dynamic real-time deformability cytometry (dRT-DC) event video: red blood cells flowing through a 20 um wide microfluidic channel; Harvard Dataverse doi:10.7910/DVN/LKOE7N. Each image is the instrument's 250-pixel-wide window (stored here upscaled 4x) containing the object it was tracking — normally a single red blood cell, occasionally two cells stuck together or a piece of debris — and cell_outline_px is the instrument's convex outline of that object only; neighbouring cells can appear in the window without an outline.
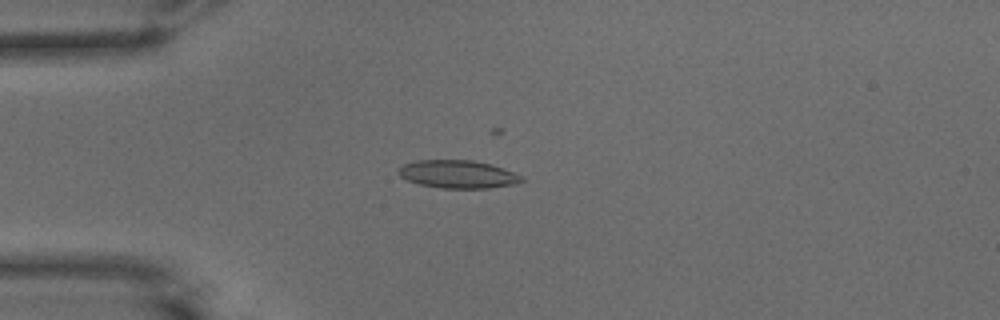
{"species": "common noctule bat (a hibernating species)", "species_latin": "Nyctalus noctula", "temperature_condition": "warm", "stored_images_in_passage": 24, "camera_frame_rate_fps": 3000, "um_per_image_px": 0.085, "animal": {"sex": "male", "body_mass_g": 15.6}, "frame": {"image": 1, "passage_image": 3, "time_ms": 0.667, "image_size_px": [1000, 320], "cell_outline_px": [[524, 180], [516, 184], [488, 188], [444, 188], [420, 184], [408, 180], [400, 176], [396, 172], [404, 164], [416, 160], [472, 160], [492, 164], [524, 176]], "centroid_in_image_um": [38.95, 14.8], "position_along_channel_um": 46.1, "area_um2": 20.06}}
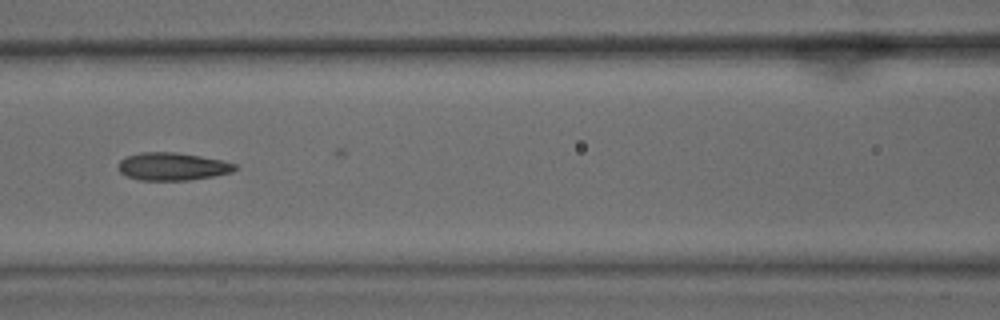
{"frame": {"image": 2, "passage_image": 13, "time_ms": 4.0, "image_size_px": [1000, 320], "cell_outline_px": [[236, 168], [232, 172], [216, 176], [188, 180], [140, 180], [128, 176], [120, 172], [120, 160], [128, 156], [140, 152], [176, 152], [200, 156], [220, 160], [236, 164]], "centroid_in_image_um": [14.68, 14.15], "position_along_channel_um": 151.9, "area_um2": 18.67}}
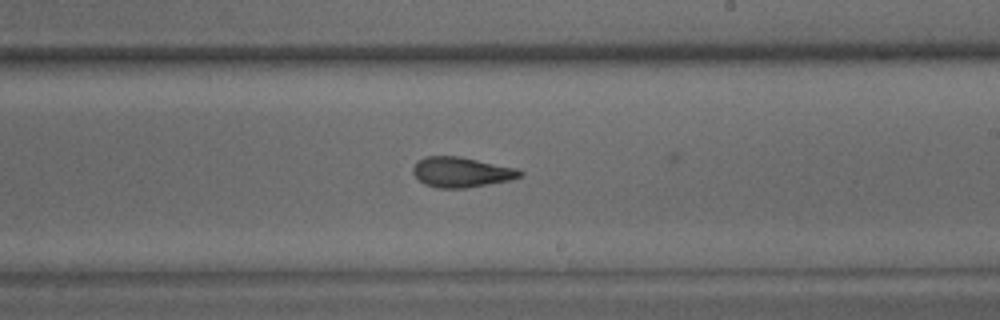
{"frame": {"image": 3, "passage_image": 21, "time_ms": 6.667, "image_size_px": [1000, 320], "cell_outline_px": [[524, 176], [508, 180], [464, 188], [440, 188], [424, 184], [412, 172], [412, 168], [416, 160], [424, 156], [456, 156], [516, 168], [524, 172]], "centroid_in_image_um": [39.18, 14.62], "position_along_channel_um": 249.8, "area_um2": 18.61}}